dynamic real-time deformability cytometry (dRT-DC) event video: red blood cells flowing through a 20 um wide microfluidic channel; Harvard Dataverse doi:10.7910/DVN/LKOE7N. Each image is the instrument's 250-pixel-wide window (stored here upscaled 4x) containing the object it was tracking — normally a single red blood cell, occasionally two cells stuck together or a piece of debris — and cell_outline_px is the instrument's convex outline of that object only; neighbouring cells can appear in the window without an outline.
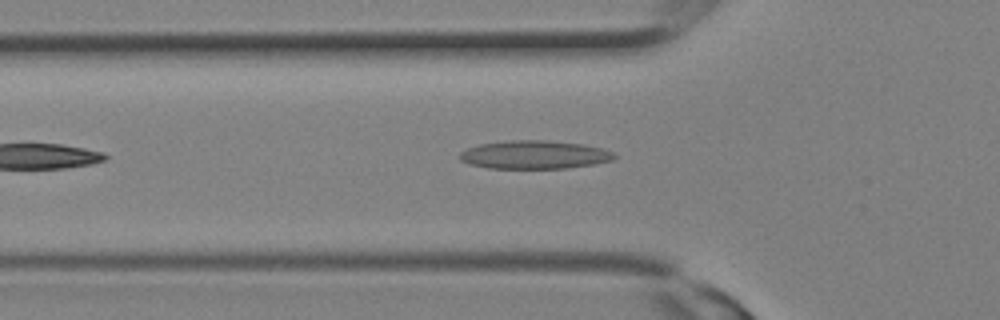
{"species": "Egyptian fruit bat (a non-hibernating species)", "species_latin": "Rousettus aegyptiacus", "temperature_condition": "room temperature", "stored_images_in_passage": 20, "camera_frame_rate_fps": 3000, "um_per_image_px": 0.085, "animal": {"sex": "female"}, "frame": {"image": 1, "passage_image": 2, "time_ms": 0.333, "image_size_px": [1000, 320], "cell_outline_px": [[616, 156], [612, 160], [592, 164], [564, 168], [488, 168], [472, 164], [460, 160], [460, 152], [468, 148], [480, 144], [508, 140], [544, 140], [584, 144], [600, 148], [612, 152]], "centroid_in_image_um": [45.41, 13.14], "position_along_channel_um": 80.4, "area_um2": 25.2}}
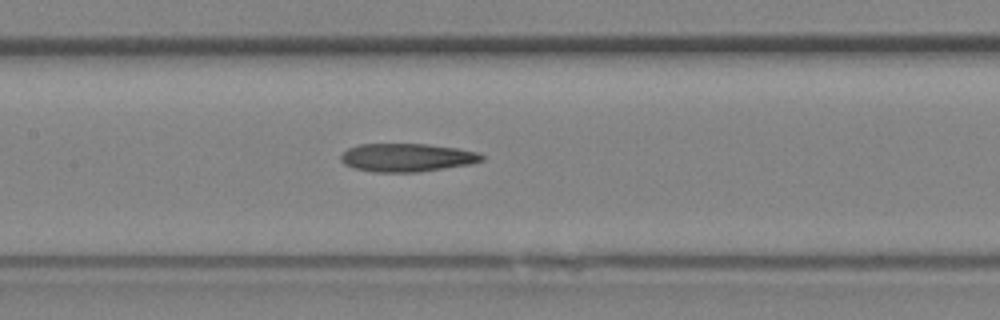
{"frame": {"image": 2, "passage_image": 6, "time_ms": 1.667, "image_size_px": [1000, 320], "cell_outline_px": [[484, 160], [468, 164], [416, 172], [372, 172], [352, 168], [344, 164], [340, 160], [340, 156], [348, 148], [360, 144], [428, 144], [456, 148], [480, 152], [484, 156]], "centroid_in_image_um": [34.56, 13.39], "position_along_channel_um": 172.8, "area_um2": 23.18}}
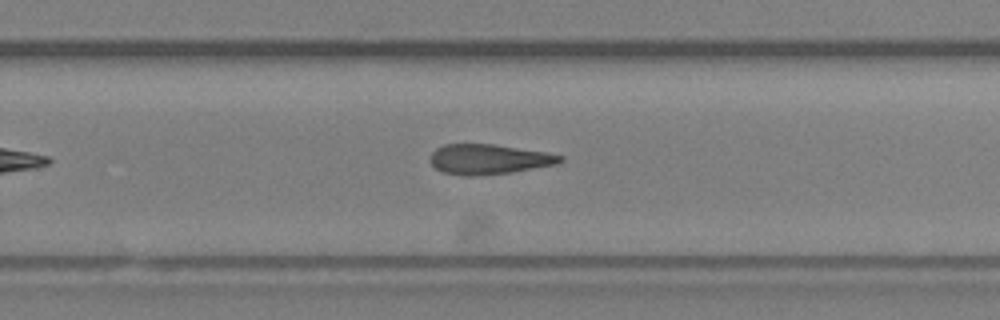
{"frame": {"image": 3, "passage_image": 11, "time_ms": 3.333, "image_size_px": [1000, 320], "cell_outline_px": [[564, 160], [556, 164], [512, 172], [444, 172], [436, 168], [432, 164], [432, 152], [436, 148], [444, 144], [496, 144], [548, 152], [564, 156]], "centroid_in_image_um": [41.65, 13.46], "position_along_channel_um": 288.1, "area_um2": 21.62}}